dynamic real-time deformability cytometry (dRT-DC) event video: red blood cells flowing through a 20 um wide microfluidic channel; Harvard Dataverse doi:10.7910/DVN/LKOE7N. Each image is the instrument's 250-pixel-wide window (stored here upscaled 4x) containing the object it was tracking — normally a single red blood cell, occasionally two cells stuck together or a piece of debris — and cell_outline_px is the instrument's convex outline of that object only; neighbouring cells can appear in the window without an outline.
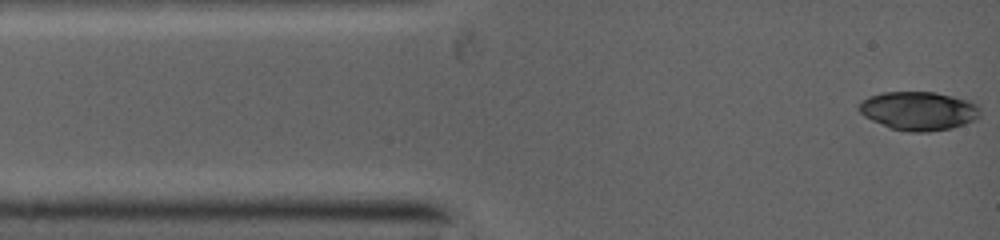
{"species": "common noctule bat (a hibernating species)", "species_latin": "Nyctalus noctula", "temperature_condition": "warm", "stored_images_in_passage": 16, "camera_frame_rate_fps": 5000, "um_per_image_px": 0.085, "animal": {"sex": "female", "body_mass_g": 19.0, "forearm_length_mm": 53.3}, "frame": {"image": 1, "passage_image": 1, "time_ms": 0.0, "image_size_px": [1000, 240], "cell_outline_px": [[980, 116], [964, 124], [948, 128], [928, 132], [912, 132], [892, 128], [872, 120], [864, 116], [856, 108], [860, 100], [868, 96], [880, 92], [936, 92], [972, 100], [980, 108]], "centroid_in_image_um": [78.06, 9.4], "position_along_channel_um": 6.9, "area_um2": 27.46}}
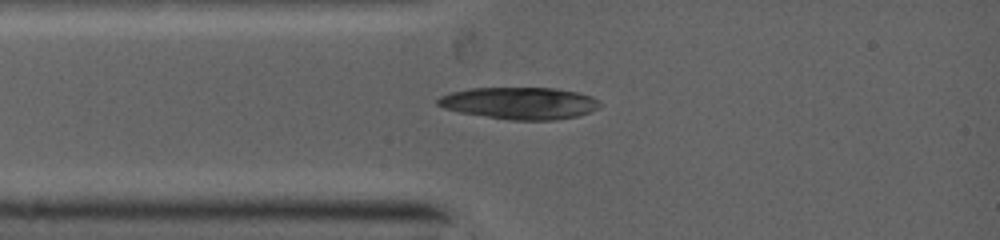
{"frame": {"image": 2, "passage_image": 15, "time_ms": 2.0, "image_size_px": [1000, 240], "cell_outline_px": [[600, 104], [596, 108], [588, 112], [576, 116], [552, 120], [512, 120], [460, 112], [444, 108], [436, 104], [436, 100], [440, 96], [452, 92], [472, 88], [552, 88], [576, 92], [592, 96], [600, 100]], "centroid_in_image_um": [44.16, 8.76], "position_along_channel_um": 40.8, "area_um2": 29.88}}